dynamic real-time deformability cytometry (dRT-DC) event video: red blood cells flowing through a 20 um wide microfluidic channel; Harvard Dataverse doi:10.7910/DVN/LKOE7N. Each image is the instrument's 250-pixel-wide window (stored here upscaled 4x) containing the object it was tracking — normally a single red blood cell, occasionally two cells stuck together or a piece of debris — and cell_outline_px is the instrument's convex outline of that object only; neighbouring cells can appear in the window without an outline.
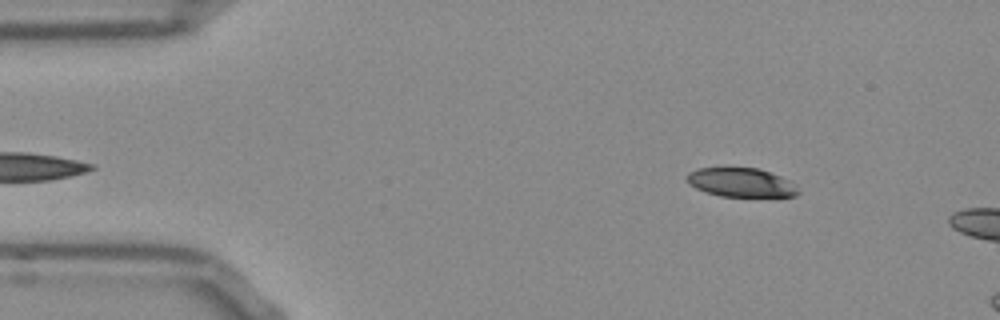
{"species": "Egyptian fruit bat (a non-hibernating species)", "species_latin": "Rousettus aegyptiacus", "temperature_condition": "room temperature", "stored_images_in_passage": 9, "camera_frame_rate_fps": 3000, "um_per_image_px": 0.085, "frame": {"image": 1, "passage_image": 3, "time_ms": 0.667, "image_size_px": [1000, 320], "cell_outline_px": [[800, 192], [796, 196], [720, 196], [704, 192], [688, 184], [684, 176], [688, 172], [696, 168], [756, 168], [780, 176], [788, 180]], "centroid_in_image_um": [62.9, 15.51], "position_along_channel_um": 22.1, "area_um2": 18.67}}